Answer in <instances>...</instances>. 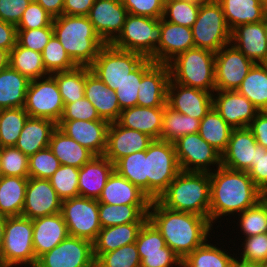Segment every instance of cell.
<instances>
[{
	"mask_svg": "<svg viewBox=\"0 0 267 267\" xmlns=\"http://www.w3.org/2000/svg\"><path fill=\"white\" fill-rule=\"evenodd\" d=\"M33 222L20 216L8 217L5 224L3 247L0 253L2 267H35L37 259L33 248Z\"/></svg>",
	"mask_w": 267,
	"mask_h": 267,
	"instance_id": "obj_6",
	"label": "cell"
},
{
	"mask_svg": "<svg viewBox=\"0 0 267 267\" xmlns=\"http://www.w3.org/2000/svg\"><path fill=\"white\" fill-rule=\"evenodd\" d=\"M200 122L201 120L181 114L166 105L163 113L160 140L174 143L184 135L198 133Z\"/></svg>",
	"mask_w": 267,
	"mask_h": 267,
	"instance_id": "obj_41",
	"label": "cell"
},
{
	"mask_svg": "<svg viewBox=\"0 0 267 267\" xmlns=\"http://www.w3.org/2000/svg\"><path fill=\"white\" fill-rule=\"evenodd\" d=\"M30 80L10 66L0 70V109L24 107Z\"/></svg>",
	"mask_w": 267,
	"mask_h": 267,
	"instance_id": "obj_36",
	"label": "cell"
},
{
	"mask_svg": "<svg viewBox=\"0 0 267 267\" xmlns=\"http://www.w3.org/2000/svg\"><path fill=\"white\" fill-rule=\"evenodd\" d=\"M243 252L238 260L245 263L259 264L267 260V233L245 237L241 245Z\"/></svg>",
	"mask_w": 267,
	"mask_h": 267,
	"instance_id": "obj_54",
	"label": "cell"
},
{
	"mask_svg": "<svg viewBox=\"0 0 267 267\" xmlns=\"http://www.w3.org/2000/svg\"><path fill=\"white\" fill-rule=\"evenodd\" d=\"M28 178L0 177V213L7 217L20 216L23 210Z\"/></svg>",
	"mask_w": 267,
	"mask_h": 267,
	"instance_id": "obj_37",
	"label": "cell"
},
{
	"mask_svg": "<svg viewBox=\"0 0 267 267\" xmlns=\"http://www.w3.org/2000/svg\"><path fill=\"white\" fill-rule=\"evenodd\" d=\"M154 63L150 58H145L115 90L121 110L137 105L142 76Z\"/></svg>",
	"mask_w": 267,
	"mask_h": 267,
	"instance_id": "obj_46",
	"label": "cell"
},
{
	"mask_svg": "<svg viewBox=\"0 0 267 267\" xmlns=\"http://www.w3.org/2000/svg\"><path fill=\"white\" fill-rule=\"evenodd\" d=\"M84 93L101 119L110 123L119 119L122 110L115 91L106 86L103 81L92 73L90 67H86Z\"/></svg>",
	"mask_w": 267,
	"mask_h": 267,
	"instance_id": "obj_26",
	"label": "cell"
},
{
	"mask_svg": "<svg viewBox=\"0 0 267 267\" xmlns=\"http://www.w3.org/2000/svg\"><path fill=\"white\" fill-rule=\"evenodd\" d=\"M254 64L233 44L222 47L215 53L216 90H236Z\"/></svg>",
	"mask_w": 267,
	"mask_h": 267,
	"instance_id": "obj_15",
	"label": "cell"
},
{
	"mask_svg": "<svg viewBox=\"0 0 267 267\" xmlns=\"http://www.w3.org/2000/svg\"><path fill=\"white\" fill-rule=\"evenodd\" d=\"M52 21L53 17L39 3L32 0L16 27L17 30L52 27Z\"/></svg>",
	"mask_w": 267,
	"mask_h": 267,
	"instance_id": "obj_55",
	"label": "cell"
},
{
	"mask_svg": "<svg viewBox=\"0 0 267 267\" xmlns=\"http://www.w3.org/2000/svg\"><path fill=\"white\" fill-rule=\"evenodd\" d=\"M164 108L136 105L122 110L116 122L122 127L143 132L153 139H160Z\"/></svg>",
	"mask_w": 267,
	"mask_h": 267,
	"instance_id": "obj_29",
	"label": "cell"
},
{
	"mask_svg": "<svg viewBox=\"0 0 267 267\" xmlns=\"http://www.w3.org/2000/svg\"><path fill=\"white\" fill-rule=\"evenodd\" d=\"M58 85L64 106L85 97L86 66L51 74Z\"/></svg>",
	"mask_w": 267,
	"mask_h": 267,
	"instance_id": "obj_43",
	"label": "cell"
},
{
	"mask_svg": "<svg viewBox=\"0 0 267 267\" xmlns=\"http://www.w3.org/2000/svg\"><path fill=\"white\" fill-rule=\"evenodd\" d=\"M9 66L30 81L49 75L43 63L42 53L27 49L18 43L10 51Z\"/></svg>",
	"mask_w": 267,
	"mask_h": 267,
	"instance_id": "obj_40",
	"label": "cell"
},
{
	"mask_svg": "<svg viewBox=\"0 0 267 267\" xmlns=\"http://www.w3.org/2000/svg\"><path fill=\"white\" fill-rule=\"evenodd\" d=\"M170 79L178 84L213 92L215 85V52L191 48L168 63Z\"/></svg>",
	"mask_w": 267,
	"mask_h": 267,
	"instance_id": "obj_5",
	"label": "cell"
},
{
	"mask_svg": "<svg viewBox=\"0 0 267 267\" xmlns=\"http://www.w3.org/2000/svg\"><path fill=\"white\" fill-rule=\"evenodd\" d=\"M61 120H104L97 114L93 104L86 98H82L73 103L64 106V112Z\"/></svg>",
	"mask_w": 267,
	"mask_h": 267,
	"instance_id": "obj_59",
	"label": "cell"
},
{
	"mask_svg": "<svg viewBox=\"0 0 267 267\" xmlns=\"http://www.w3.org/2000/svg\"><path fill=\"white\" fill-rule=\"evenodd\" d=\"M3 176L2 161H1V147H0V177Z\"/></svg>",
	"mask_w": 267,
	"mask_h": 267,
	"instance_id": "obj_71",
	"label": "cell"
},
{
	"mask_svg": "<svg viewBox=\"0 0 267 267\" xmlns=\"http://www.w3.org/2000/svg\"><path fill=\"white\" fill-rule=\"evenodd\" d=\"M62 200L49 180L28 178L21 215L31 220L61 212Z\"/></svg>",
	"mask_w": 267,
	"mask_h": 267,
	"instance_id": "obj_20",
	"label": "cell"
},
{
	"mask_svg": "<svg viewBox=\"0 0 267 267\" xmlns=\"http://www.w3.org/2000/svg\"><path fill=\"white\" fill-rule=\"evenodd\" d=\"M114 170L147 194V150L120 158Z\"/></svg>",
	"mask_w": 267,
	"mask_h": 267,
	"instance_id": "obj_44",
	"label": "cell"
},
{
	"mask_svg": "<svg viewBox=\"0 0 267 267\" xmlns=\"http://www.w3.org/2000/svg\"><path fill=\"white\" fill-rule=\"evenodd\" d=\"M154 139L149 135L111 122L108 128L104 156L115 164L120 158L144 151Z\"/></svg>",
	"mask_w": 267,
	"mask_h": 267,
	"instance_id": "obj_21",
	"label": "cell"
},
{
	"mask_svg": "<svg viewBox=\"0 0 267 267\" xmlns=\"http://www.w3.org/2000/svg\"><path fill=\"white\" fill-rule=\"evenodd\" d=\"M79 168L70 165H60L48 179L61 200L80 196Z\"/></svg>",
	"mask_w": 267,
	"mask_h": 267,
	"instance_id": "obj_48",
	"label": "cell"
},
{
	"mask_svg": "<svg viewBox=\"0 0 267 267\" xmlns=\"http://www.w3.org/2000/svg\"><path fill=\"white\" fill-rule=\"evenodd\" d=\"M204 0H176L164 6L163 19L178 25L192 28L198 13L200 4Z\"/></svg>",
	"mask_w": 267,
	"mask_h": 267,
	"instance_id": "obj_47",
	"label": "cell"
},
{
	"mask_svg": "<svg viewBox=\"0 0 267 267\" xmlns=\"http://www.w3.org/2000/svg\"><path fill=\"white\" fill-rule=\"evenodd\" d=\"M7 216L2 215L0 213V253L3 247V241H4V231H5V224L7 221Z\"/></svg>",
	"mask_w": 267,
	"mask_h": 267,
	"instance_id": "obj_68",
	"label": "cell"
},
{
	"mask_svg": "<svg viewBox=\"0 0 267 267\" xmlns=\"http://www.w3.org/2000/svg\"><path fill=\"white\" fill-rule=\"evenodd\" d=\"M10 52L0 48V70L9 67Z\"/></svg>",
	"mask_w": 267,
	"mask_h": 267,
	"instance_id": "obj_67",
	"label": "cell"
},
{
	"mask_svg": "<svg viewBox=\"0 0 267 267\" xmlns=\"http://www.w3.org/2000/svg\"><path fill=\"white\" fill-rule=\"evenodd\" d=\"M162 1H163L164 5H165V4L169 3V2H173V1H176V0H162Z\"/></svg>",
	"mask_w": 267,
	"mask_h": 267,
	"instance_id": "obj_75",
	"label": "cell"
},
{
	"mask_svg": "<svg viewBox=\"0 0 267 267\" xmlns=\"http://www.w3.org/2000/svg\"><path fill=\"white\" fill-rule=\"evenodd\" d=\"M232 267H259V265L253 263H245L240 260H237L236 258L232 264Z\"/></svg>",
	"mask_w": 267,
	"mask_h": 267,
	"instance_id": "obj_69",
	"label": "cell"
},
{
	"mask_svg": "<svg viewBox=\"0 0 267 267\" xmlns=\"http://www.w3.org/2000/svg\"><path fill=\"white\" fill-rule=\"evenodd\" d=\"M148 220L161 233L166 245L181 260L208 241L209 232L213 230L208 218L168 209L157 199L151 201Z\"/></svg>",
	"mask_w": 267,
	"mask_h": 267,
	"instance_id": "obj_1",
	"label": "cell"
},
{
	"mask_svg": "<svg viewBox=\"0 0 267 267\" xmlns=\"http://www.w3.org/2000/svg\"><path fill=\"white\" fill-rule=\"evenodd\" d=\"M32 0H0V20L18 25Z\"/></svg>",
	"mask_w": 267,
	"mask_h": 267,
	"instance_id": "obj_62",
	"label": "cell"
},
{
	"mask_svg": "<svg viewBox=\"0 0 267 267\" xmlns=\"http://www.w3.org/2000/svg\"><path fill=\"white\" fill-rule=\"evenodd\" d=\"M95 0H64V15L87 16Z\"/></svg>",
	"mask_w": 267,
	"mask_h": 267,
	"instance_id": "obj_65",
	"label": "cell"
},
{
	"mask_svg": "<svg viewBox=\"0 0 267 267\" xmlns=\"http://www.w3.org/2000/svg\"><path fill=\"white\" fill-rule=\"evenodd\" d=\"M144 223H127L101 228L93 242L95 261L103 254L114 251L127 244L135 243Z\"/></svg>",
	"mask_w": 267,
	"mask_h": 267,
	"instance_id": "obj_32",
	"label": "cell"
},
{
	"mask_svg": "<svg viewBox=\"0 0 267 267\" xmlns=\"http://www.w3.org/2000/svg\"><path fill=\"white\" fill-rule=\"evenodd\" d=\"M259 267H267V260L258 264Z\"/></svg>",
	"mask_w": 267,
	"mask_h": 267,
	"instance_id": "obj_73",
	"label": "cell"
},
{
	"mask_svg": "<svg viewBox=\"0 0 267 267\" xmlns=\"http://www.w3.org/2000/svg\"><path fill=\"white\" fill-rule=\"evenodd\" d=\"M29 115L23 107L0 109V147L15 146Z\"/></svg>",
	"mask_w": 267,
	"mask_h": 267,
	"instance_id": "obj_45",
	"label": "cell"
},
{
	"mask_svg": "<svg viewBox=\"0 0 267 267\" xmlns=\"http://www.w3.org/2000/svg\"><path fill=\"white\" fill-rule=\"evenodd\" d=\"M56 128L57 124L53 120L28 117L15 147L28 157L34 155L39 150L49 147L52 132Z\"/></svg>",
	"mask_w": 267,
	"mask_h": 267,
	"instance_id": "obj_31",
	"label": "cell"
},
{
	"mask_svg": "<svg viewBox=\"0 0 267 267\" xmlns=\"http://www.w3.org/2000/svg\"><path fill=\"white\" fill-rule=\"evenodd\" d=\"M264 25H265L266 34H267V13H266L265 18H264Z\"/></svg>",
	"mask_w": 267,
	"mask_h": 267,
	"instance_id": "obj_74",
	"label": "cell"
},
{
	"mask_svg": "<svg viewBox=\"0 0 267 267\" xmlns=\"http://www.w3.org/2000/svg\"><path fill=\"white\" fill-rule=\"evenodd\" d=\"M237 216L244 237L267 233V206L261 200Z\"/></svg>",
	"mask_w": 267,
	"mask_h": 267,
	"instance_id": "obj_50",
	"label": "cell"
},
{
	"mask_svg": "<svg viewBox=\"0 0 267 267\" xmlns=\"http://www.w3.org/2000/svg\"><path fill=\"white\" fill-rule=\"evenodd\" d=\"M174 143L154 139L147 149V195L157 199L180 172Z\"/></svg>",
	"mask_w": 267,
	"mask_h": 267,
	"instance_id": "obj_8",
	"label": "cell"
},
{
	"mask_svg": "<svg viewBox=\"0 0 267 267\" xmlns=\"http://www.w3.org/2000/svg\"><path fill=\"white\" fill-rule=\"evenodd\" d=\"M60 163L49 147L29 156V177L48 180L59 168Z\"/></svg>",
	"mask_w": 267,
	"mask_h": 267,
	"instance_id": "obj_52",
	"label": "cell"
},
{
	"mask_svg": "<svg viewBox=\"0 0 267 267\" xmlns=\"http://www.w3.org/2000/svg\"><path fill=\"white\" fill-rule=\"evenodd\" d=\"M174 146L182 171L210 173L211 166H221V153L203 140L199 133L182 136L174 142Z\"/></svg>",
	"mask_w": 267,
	"mask_h": 267,
	"instance_id": "obj_13",
	"label": "cell"
},
{
	"mask_svg": "<svg viewBox=\"0 0 267 267\" xmlns=\"http://www.w3.org/2000/svg\"><path fill=\"white\" fill-rule=\"evenodd\" d=\"M166 105L174 111L201 120L213 107V93L178 84L170 79Z\"/></svg>",
	"mask_w": 267,
	"mask_h": 267,
	"instance_id": "obj_16",
	"label": "cell"
},
{
	"mask_svg": "<svg viewBox=\"0 0 267 267\" xmlns=\"http://www.w3.org/2000/svg\"><path fill=\"white\" fill-rule=\"evenodd\" d=\"M209 175L211 224L223 216L240 214L261 200V191L246 171H234L220 166Z\"/></svg>",
	"mask_w": 267,
	"mask_h": 267,
	"instance_id": "obj_2",
	"label": "cell"
},
{
	"mask_svg": "<svg viewBox=\"0 0 267 267\" xmlns=\"http://www.w3.org/2000/svg\"><path fill=\"white\" fill-rule=\"evenodd\" d=\"M261 201L267 206V189L261 192Z\"/></svg>",
	"mask_w": 267,
	"mask_h": 267,
	"instance_id": "obj_70",
	"label": "cell"
},
{
	"mask_svg": "<svg viewBox=\"0 0 267 267\" xmlns=\"http://www.w3.org/2000/svg\"><path fill=\"white\" fill-rule=\"evenodd\" d=\"M192 33L195 47L215 53L231 43V30L226 23L222 7L216 0H204L200 4Z\"/></svg>",
	"mask_w": 267,
	"mask_h": 267,
	"instance_id": "obj_9",
	"label": "cell"
},
{
	"mask_svg": "<svg viewBox=\"0 0 267 267\" xmlns=\"http://www.w3.org/2000/svg\"><path fill=\"white\" fill-rule=\"evenodd\" d=\"M150 204L112 205L99 203V222L102 228L127 223H145Z\"/></svg>",
	"mask_w": 267,
	"mask_h": 267,
	"instance_id": "obj_35",
	"label": "cell"
},
{
	"mask_svg": "<svg viewBox=\"0 0 267 267\" xmlns=\"http://www.w3.org/2000/svg\"><path fill=\"white\" fill-rule=\"evenodd\" d=\"M231 44L254 63L267 64V34L264 20L241 24L231 31Z\"/></svg>",
	"mask_w": 267,
	"mask_h": 267,
	"instance_id": "obj_23",
	"label": "cell"
},
{
	"mask_svg": "<svg viewBox=\"0 0 267 267\" xmlns=\"http://www.w3.org/2000/svg\"><path fill=\"white\" fill-rule=\"evenodd\" d=\"M141 267H182V260L167 245L163 252L139 253Z\"/></svg>",
	"mask_w": 267,
	"mask_h": 267,
	"instance_id": "obj_60",
	"label": "cell"
},
{
	"mask_svg": "<svg viewBox=\"0 0 267 267\" xmlns=\"http://www.w3.org/2000/svg\"><path fill=\"white\" fill-rule=\"evenodd\" d=\"M263 7L267 10V0H259Z\"/></svg>",
	"mask_w": 267,
	"mask_h": 267,
	"instance_id": "obj_72",
	"label": "cell"
},
{
	"mask_svg": "<svg viewBox=\"0 0 267 267\" xmlns=\"http://www.w3.org/2000/svg\"><path fill=\"white\" fill-rule=\"evenodd\" d=\"M248 129L254 135L257 144L267 148V111H260L249 124Z\"/></svg>",
	"mask_w": 267,
	"mask_h": 267,
	"instance_id": "obj_63",
	"label": "cell"
},
{
	"mask_svg": "<svg viewBox=\"0 0 267 267\" xmlns=\"http://www.w3.org/2000/svg\"><path fill=\"white\" fill-rule=\"evenodd\" d=\"M135 243L138 253L163 252L166 246L165 239L149 220L141 227Z\"/></svg>",
	"mask_w": 267,
	"mask_h": 267,
	"instance_id": "obj_56",
	"label": "cell"
},
{
	"mask_svg": "<svg viewBox=\"0 0 267 267\" xmlns=\"http://www.w3.org/2000/svg\"><path fill=\"white\" fill-rule=\"evenodd\" d=\"M49 148L59 160L60 165L77 168H81L95 156L90 150L66 136L58 128L52 132Z\"/></svg>",
	"mask_w": 267,
	"mask_h": 267,
	"instance_id": "obj_34",
	"label": "cell"
},
{
	"mask_svg": "<svg viewBox=\"0 0 267 267\" xmlns=\"http://www.w3.org/2000/svg\"><path fill=\"white\" fill-rule=\"evenodd\" d=\"M256 139L247 128L233 129L226 150L221 154V166L248 172L255 162Z\"/></svg>",
	"mask_w": 267,
	"mask_h": 267,
	"instance_id": "obj_22",
	"label": "cell"
},
{
	"mask_svg": "<svg viewBox=\"0 0 267 267\" xmlns=\"http://www.w3.org/2000/svg\"><path fill=\"white\" fill-rule=\"evenodd\" d=\"M33 222V248L36 259L51 251L69 236L61 213L35 218Z\"/></svg>",
	"mask_w": 267,
	"mask_h": 267,
	"instance_id": "obj_27",
	"label": "cell"
},
{
	"mask_svg": "<svg viewBox=\"0 0 267 267\" xmlns=\"http://www.w3.org/2000/svg\"><path fill=\"white\" fill-rule=\"evenodd\" d=\"M128 14L160 19L164 14L162 0H121Z\"/></svg>",
	"mask_w": 267,
	"mask_h": 267,
	"instance_id": "obj_58",
	"label": "cell"
},
{
	"mask_svg": "<svg viewBox=\"0 0 267 267\" xmlns=\"http://www.w3.org/2000/svg\"><path fill=\"white\" fill-rule=\"evenodd\" d=\"M23 108L29 117L50 119L56 124L61 120L64 103L51 74L30 81Z\"/></svg>",
	"mask_w": 267,
	"mask_h": 267,
	"instance_id": "obj_12",
	"label": "cell"
},
{
	"mask_svg": "<svg viewBox=\"0 0 267 267\" xmlns=\"http://www.w3.org/2000/svg\"><path fill=\"white\" fill-rule=\"evenodd\" d=\"M61 215L67 225L69 236L96 240L101 230L99 202L96 199L77 196L62 200Z\"/></svg>",
	"mask_w": 267,
	"mask_h": 267,
	"instance_id": "obj_11",
	"label": "cell"
},
{
	"mask_svg": "<svg viewBox=\"0 0 267 267\" xmlns=\"http://www.w3.org/2000/svg\"><path fill=\"white\" fill-rule=\"evenodd\" d=\"M161 41V18L128 14L123 29L111 43L114 47L137 52L156 62V48Z\"/></svg>",
	"mask_w": 267,
	"mask_h": 267,
	"instance_id": "obj_7",
	"label": "cell"
},
{
	"mask_svg": "<svg viewBox=\"0 0 267 267\" xmlns=\"http://www.w3.org/2000/svg\"><path fill=\"white\" fill-rule=\"evenodd\" d=\"M151 201V198L145 192L125 177L120 176L115 170L108 177L106 185L98 198L99 203L112 205L151 204Z\"/></svg>",
	"mask_w": 267,
	"mask_h": 267,
	"instance_id": "obj_30",
	"label": "cell"
},
{
	"mask_svg": "<svg viewBox=\"0 0 267 267\" xmlns=\"http://www.w3.org/2000/svg\"><path fill=\"white\" fill-rule=\"evenodd\" d=\"M213 107L219 115L233 128H247L260 112L245 96L236 90H215Z\"/></svg>",
	"mask_w": 267,
	"mask_h": 267,
	"instance_id": "obj_19",
	"label": "cell"
},
{
	"mask_svg": "<svg viewBox=\"0 0 267 267\" xmlns=\"http://www.w3.org/2000/svg\"><path fill=\"white\" fill-rule=\"evenodd\" d=\"M194 47L192 28L161 18V41L156 48V63L168 64L177 55Z\"/></svg>",
	"mask_w": 267,
	"mask_h": 267,
	"instance_id": "obj_25",
	"label": "cell"
},
{
	"mask_svg": "<svg viewBox=\"0 0 267 267\" xmlns=\"http://www.w3.org/2000/svg\"><path fill=\"white\" fill-rule=\"evenodd\" d=\"M95 267H141V259L136 243L127 244L114 251L103 253Z\"/></svg>",
	"mask_w": 267,
	"mask_h": 267,
	"instance_id": "obj_51",
	"label": "cell"
},
{
	"mask_svg": "<svg viewBox=\"0 0 267 267\" xmlns=\"http://www.w3.org/2000/svg\"><path fill=\"white\" fill-rule=\"evenodd\" d=\"M42 59L49 74L68 71L77 67L55 35L51 37L44 47Z\"/></svg>",
	"mask_w": 267,
	"mask_h": 267,
	"instance_id": "obj_49",
	"label": "cell"
},
{
	"mask_svg": "<svg viewBox=\"0 0 267 267\" xmlns=\"http://www.w3.org/2000/svg\"><path fill=\"white\" fill-rule=\"evenodd\" d=\"M127 15L121 0H95L87 17L103 42L111 44L121 33Z\"/></svg>",
	"mask_w": 267,
	"mask_h": 267,
	"instance_id": "obj_17",
	"label": "cell"
},
{
	"mask_svg": "<svg viewBox=\"0 0 267 267\" xmlns=\"http://www.w3.org/2000/svg\"><path fill=\"white\" fill-rule=\"evenodd\" d=\"M35 267H95L93 243L68 236L37 259Z\"/></svg>",
	"mask_w": 267,
	"mask_h": 267,
	"instance_id": "obj_14",
	"label": "cell"
},
{
	"mask_svg": "<svg viewBox=\"0 0 267 267\" xmlns=\"http://www.w3.org/2000/svg\"><path fill=\"white\" fill-rule=\"evenodd\" d=\"M39 3L53 18L63 14L64 0H33Z\"/></svg>",
	"mask_w": 267,
	"mask_h": 267,
	"instance_id": "obj_66",
	"label": "cell"
},
{
	"mask_svg": "<svg viewBox=\"0 0 267 267\" xmlns=\"http://www.w3.org/2000/svg\"><path fill=\"white\" fill-rule=\"evenodd\" d=\"M1 161L3 176L29 178V157L15 146L1 148Z\"/></svg>",
	"mask_w": 267,
	"mask_h": 267,
	"instance_id": "obj_53",
	"label": "cell"
},
{
	"mask_svg": "<svg viewBox=\"0 0 267 267\" xmlns=\"http://www.w3.org/2000/svg\"><path fill=\"white\" fill-rule=\"evenodd\" d=\"M169 80L168 64L155 62L142 76L137 105L142 107H165Z\"/></svg>",
	"mask_w": 267,
	"mask_h": 267,
	"instance_id": "obj_24",
	"label": "cell"
},
{
	"mask_svg": "<svg viewBox=\"0 0 267 267\" xmlns=\"http://www.w3.org/2000/svg\"><path fill=\"white\" fill-rule=\"evenodd\" d=\"M233 128L214 107L201 119L199 135L221 154L226 150Z\"/></svg>",
	"mask_w": 267,
	"mask_h": 267,
	"instance_id": "obj_39",
	"label": "cell"
},
{
	"mask_svg": "<svg viewBox=\"0 0 267 267\" xmlns=\"http://www.w3.org/2000/svg\"><path fill=\"white\" fill-rule=\"evenodd\" d=\"M157 200L168 209L209 219L210 175L208 172L181 170Z\"/></svg>",
	"mask_w": 267,
	"mask_h": 267,
	"instance_id": "obj_4",
	"label": "cell"
},
{
	"mask_svg": "<svg viewBox=\"0 0 267 267\" xmlns=\"http://www.w3.org/2000/svg\"><path fill=\"white\" fill-rule=\"evenodd\" d=\"M248 174L261 192L267 189V148L256 145L255 162H252Z\"/></svg>",
	"mask_w": 267,
	"mask_h": 267,
	"instance_id": "obj_61",
	"label": "cell"
},
{
	"mask_svg": "<svg viewBox=\"0 0 267 267\" xmlns=\"http://www.w3.org/2000/svg\"><path fill=\"white\" fill-rule=\"evenodd\" d=\"M224 250L206 241L182 260V267H232L236 257Z\"/></svg>",
	"mask_w": 267,
	"mask_h": 267,
	"instance_id": "obj_42",
	"label": "cell"
},
{
	"mask_svg": "<svg viewBox=\"0 0 267 267\" xmlns=\"http://www.w3.org/2000/svg\"><path fill=\"white\" fill-rule=\"evenodd\" d=\"M109 125L107 120H60L57 128L95 156H100L106 150Z\"/></svg>",
	"mask_w": 267,
	"mask_h": 267,
	"instance_id": "obj_18",
	"label": "cell"
},
{
	"mask_svg": "<svg viewBox=\"0 0 267 267\" xmlns=\"http://www.w3.org/2000/svg\"><path fill=\"white\" fill-rule=\"evenodd\" d=\"M222 7L226 23L232 31L241 24L264 20L267 10L259 0H216Z\"/></svg>",
	"mask_w": 267,
	"mask_h": 267,
	"instance_id": "obj_33",
	"label": "cell"
},
{
	"mask_svg": "<svg viewBox=\"0 0 267 267\" xmlns=\"http://www.w3.org/2000/svg\"><path fill=\"white\" fill-rule=\"evenodd\" d=\"M114 171V164L104 155L94 156L79 168V194L85 198L100 197L108 177Z\"/></svg>",
	"mask_w": 267,
	"mask_h": 267,
	"instance_id": "obj_28",
	"label": "cell"
},
{
	"mask_svg": "<svg viewBox=\"0 0 267 267\" xmlns=\"http://www.w3.org/2000/svg\"><path fill=\"white\" fill-rule=\"evenodd\" d=\"M53 35V27L17 30V43L27 49L42 53Z\"/></svg>",
	"mask_w": 267,
	"mask_h": 267,
	"instance_id": "obj_57",
	"label": "cell"
},
{
	"mask_svg": "<svg viewBox=\"0 0 267 267\" xmlns=\"http://www.w3.org/2000/svg\"><path fill=\"white\" fill-rule=\"evenodd\" d=\"M17 43V27L0 20V48L9 52Z\"/></svg>",
	"mask_w": 267,
	"mask_h": 267,
	"instance_id": "obj_64",
	"label": "cell"
},
{
	"mask_svg": "<svg viewBox=\"0 0 267 267\" xmlns=\"http://www.w3.org/2000/svg\"><path fill=\"white\" fill-rule=\"evenodd\" d=\"M144 59L140 53L105 44L90 66V70L106 86L115 91Z\"/></svg>",
	"mask_w": 267,
	"mask_h": 267,
	"instance_id": "obj_10",
	"label": "cell"
},
{
	"mask_svg": "<svg viewBox=\"0 0 267 267\" xmlns=\"http://www.w3.org/2000/svg\"><path fill=\"white\" fill-rule=\"evenodd\" d=\"M54 35L77 66L90 67L105 45L87 16L64 15L53 18Z\"/></svg>",
	"mask_w": 267,
	"mask_h": 267,
	"instance_id": "obj_3",
	"label": "cell"
},
{
	"mask_svg": "<svg viewBox=\"0 0 267 267\" xmlns=\"http://www.w3.org/2000/svg\"><path fill=\"white\" fill-rule=\"evenodd\" d=\"M236 91L260 111H267V64L255 63Z\"/></svg>",
	"mask_w": 267,
	"mask_h": 267,
	"instance_id": "obj_38",
	"label": "cell"
}]
</instances>
